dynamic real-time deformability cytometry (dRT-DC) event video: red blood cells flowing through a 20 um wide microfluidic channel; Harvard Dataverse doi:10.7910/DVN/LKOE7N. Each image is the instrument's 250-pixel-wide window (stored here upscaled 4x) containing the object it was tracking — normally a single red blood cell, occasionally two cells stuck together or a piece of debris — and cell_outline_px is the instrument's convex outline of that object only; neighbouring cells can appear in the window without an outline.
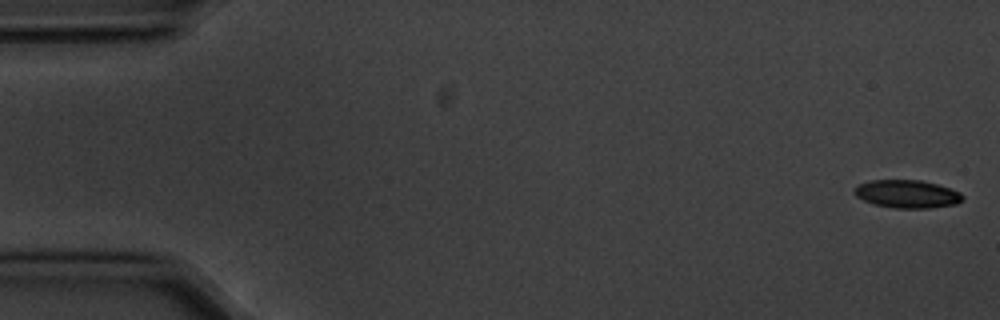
{"species": "common noctule bat (a hibernating species)", "species_latin": "Nyctalus noctula", "temperature_condition": "cold", "stored_images_in_passage": 56, "camera_frame_rate_fps": 3000, "um_per_image_px": 0.085, "animal": {"sex": "male", "body_mass_g": 20.1, "forearm_length_mm": 53.5}, "frame": {"image": 1, "passage_image": 1, "time_ms": 0.0, "image_size_px": [1000, 320], "cell_outline_px": [[964, 200], [956, 204], [928, 208], [896, 208], [872, 204], [856, 196], [852, 192], [852, 188], [868, 180], [920, 180], [936, 184], [960, 192], [964, 196]], "centroid_in_image_um": [77.07, 16.49], "position_along_channel_um": 7.9, "area_um2": 17.74}}
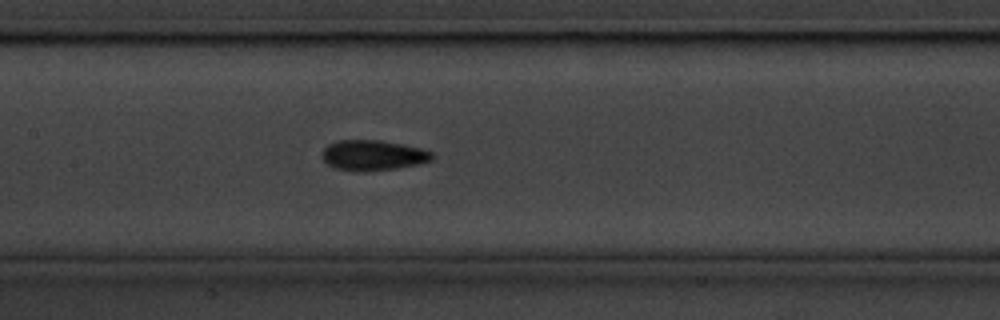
{"frame": {"image": 2, "passage_image": 26, "time_ms": 8.333, "image_size_px": [1000, 320], "cell_outline_px": [[432, 160], [416, 164], [396, 168], [364, 172], [356, 172], [336, 168], [328, 164], [320, 156], [324, 148], [328, 144], [340, 140], [380, 140], [420, 148], [432, 152]], "centroid_in_image_um": [31.65, 13.2], "position_along_channel_um": 175.7, "area_um2": 19.36}}
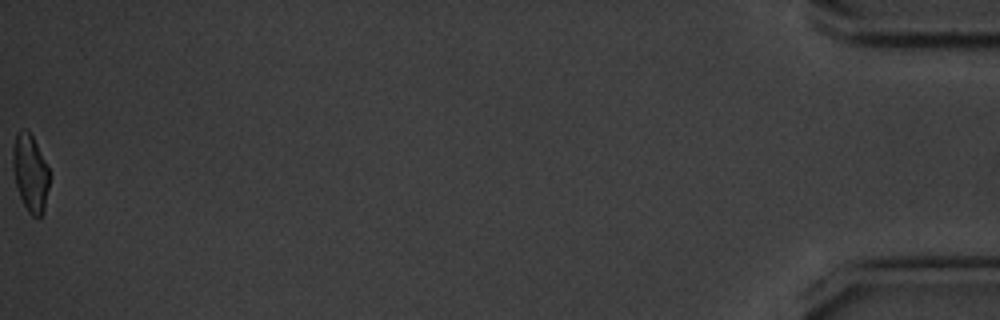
{"frame": {"image": 3, "passage_image": 56, "time_ms": 18.333, "image_size_px": [1000, 320], "cell_outline_px": [[48, 188], [44, 212], [40, 216], [32, 216], [28, 212], [20, 196], [16, 184], [12, 168], [12, 148], [16, 136], [24, 128], [32, 136], [48, 168]], "centroid_in_image_um": [2.55, 14.73], "position_along_channel_um": 432.6, "area_um2": 16.07}, "authors_computed_cell_mechanics": {"area_um2": 18.1203, "velocity_mm_per_s": 3.5793, "shape_relaxation_time_tau1_ms": 3.6093, "shape_relaxation_time_tau2_ms": 3.2394, "deformation_change_tau1": 0.1028, "deformation_change_tau2": 0.0839}}